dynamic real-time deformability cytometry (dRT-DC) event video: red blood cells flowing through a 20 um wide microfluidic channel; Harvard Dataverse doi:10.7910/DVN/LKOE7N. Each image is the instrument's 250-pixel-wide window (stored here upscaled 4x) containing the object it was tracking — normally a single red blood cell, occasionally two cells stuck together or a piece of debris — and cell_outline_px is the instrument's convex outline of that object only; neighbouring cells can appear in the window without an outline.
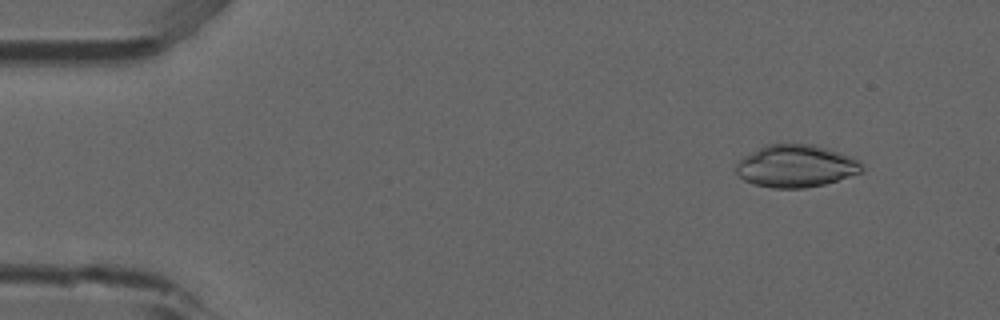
{"species": "common noctule bat (a hibernating species)", "species_latin": "Nyctalus noctula", "temperature_condition": "room temperature", "stored_images_in_passage": 49, "camera_frame_rate_fps": 3000, "um_per_image_px": 0.085, "animal": {"sex": "male", "forearm_length_mm": 52.5}, "frame": {"image": 1, "passage_image": 2, "time_ms": 0.333, "image_size_px": [1000, 320], "cell_outline_px": [[864, 172], [824, 184], [804, 188], [772, 188], [756, 184], [744, 180], [736, 172], [736, 164], [744, 156], [768, 144], [812, 144], [840, 152], [852, 156], [860, 160], [864, 164]], "centroid_in_image_um": [67.72, 14.11], "position_along_channel_um": 17.3, "area_um2": 31.1}}
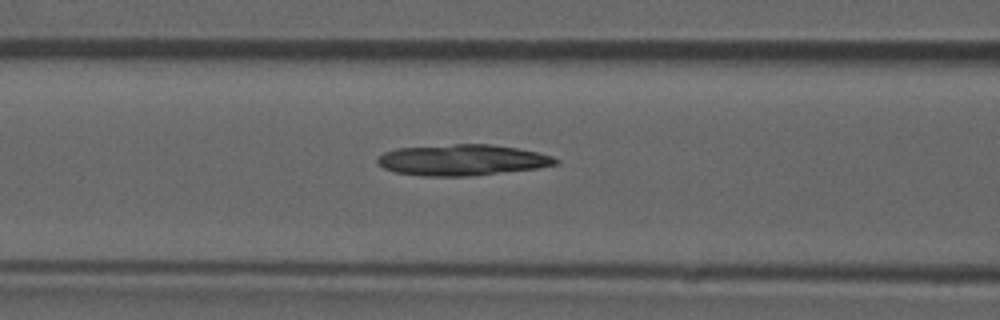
{"frame": {"image": 2, "passage_image": 18, "time_ms": 5.667, "image_size_px": [1000, 320], "cell_outline_px": [[560, 164], [536, 168], [468, 176], [424, 176], [396, 172], [384, 168], [376, 160], [376, 156], [384, 152], [396, 148], [452, 144], [488, 144], [516, 148], [536, 152], [552, 156], [560, 160]], "centroid_in_image_um": [39.27, 13.59], "position_along_channel_um": 127.3, "area_um2": 32.08}}
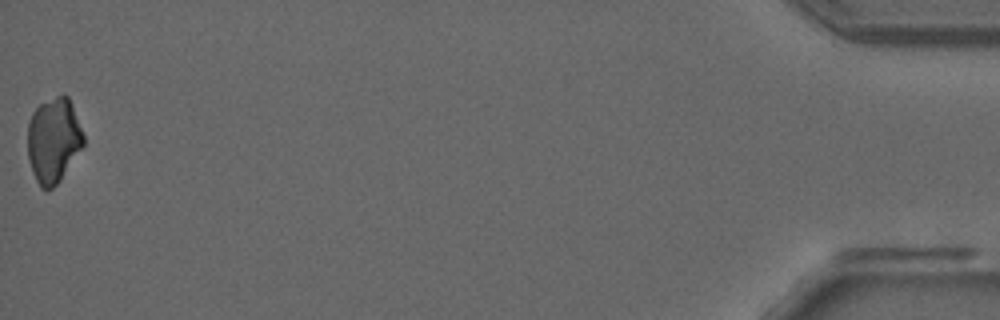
{"frame": {"image": 3, "passage_image": 49, "time_ms": 16.0, "image_size_px": [1000, 320], "cell_outline_px": [[84, 144], [60, 180], [48, 192], [40, 188], [32, 172], [28, 156], [28, 124], [32, 112], [40, 104], [64, 92], [68, 96], [84, 136]], "centroid_in_image_um": [4.53, 11.93], "position_along_channel_um": 430.7, "area_um2": 27.57}}